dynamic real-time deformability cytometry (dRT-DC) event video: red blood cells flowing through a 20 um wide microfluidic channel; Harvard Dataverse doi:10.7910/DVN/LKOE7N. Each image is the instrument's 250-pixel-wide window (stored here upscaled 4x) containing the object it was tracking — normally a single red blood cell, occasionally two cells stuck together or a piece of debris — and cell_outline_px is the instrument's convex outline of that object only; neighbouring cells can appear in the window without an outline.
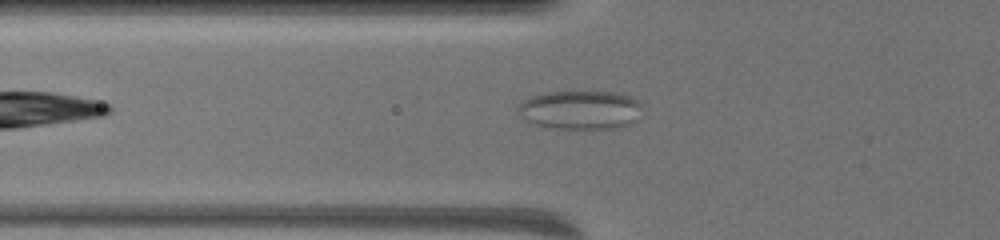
{"species": "common noctule bat (a hibernating species)", "species_latin": "Nyctalus noctula", "temperature_condition": "warm", "stored_images_in_passage": 49, "camera_frame_rate_fps": 3000, "um_per_image_px": 0.085, "animal": {"sex": "female", "body_mass_g": 19.5, "forearm_length_mm": 54.1}, "frame": {"image": 1, "passage_image": 9, "time_ms": 2.667, "image_size_px": [1000, 240], "cell_outline_px": [[640, 120], [632, 124], [616, 128], [548, 128], [536, 124], [520, 116], [516, 112], [520, 104], [524, 100], [532, 96], [548, 92], [612, 92], [628, 96], [636, 100], [640, 104]], "centroid_in_image_um": [49.35, 9.35], "position_along_channel_um": 76.5, "area_um2": 27.98}}
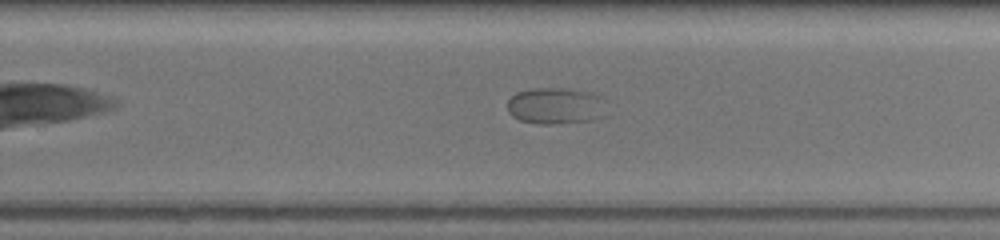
{"frame": {"image": 2, "passage_image": 28, "time_ms": 9.0, "image_size_px": [1000, 240], "cell_outline_px": [[608, 116], [592, 120], [556, 124], [536, 124], [520, 120], [512, 116], [508, 112], [508, 100], [516, 92], [532, 88], [564, 88], [584, 92], [600, 96]], "centroid_in_image_um": [47.22, 9.02], "position_along_channel_um": 282.6, "area_um2": 21.21}}
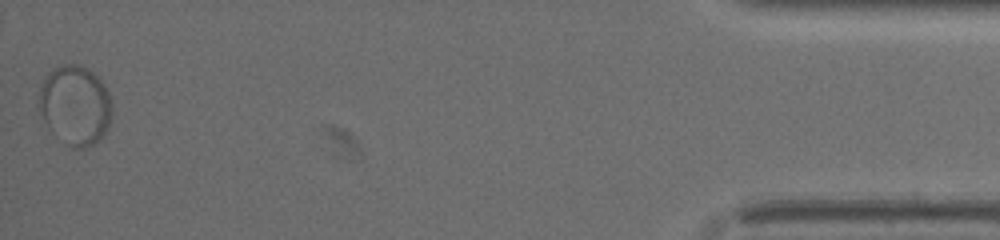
{"frame": {"image": 3, "passage_image": 49, "time_ms": 16.0, "image_size_px": [1000, 240], "cell_outline_px": [[112, 112], [108, 128], [100, 140], [84, 148], [72, 148], [44, 120], [36, 108], [36, 104], [40, 88], [48, 72], [64, 64], [76, 64], [92, 72], [104, 84], [108, 92], [112, 104]], "centroid_in_image_um": [6.39, 8.93], "position_along_channel_um": 428.8, "area_um2": 33.58}, "authors_computed_cell_mechanics": {"area_um2": 25.8944, "velocity_mm_per_s": 3.254, "shape_relaxation_time_tau1_ms": 7.3485, "shape_relaxation_time_tau2_ms": null, "deformation_change_tau1": 0.0665, "deformation_change_tau2": null}}